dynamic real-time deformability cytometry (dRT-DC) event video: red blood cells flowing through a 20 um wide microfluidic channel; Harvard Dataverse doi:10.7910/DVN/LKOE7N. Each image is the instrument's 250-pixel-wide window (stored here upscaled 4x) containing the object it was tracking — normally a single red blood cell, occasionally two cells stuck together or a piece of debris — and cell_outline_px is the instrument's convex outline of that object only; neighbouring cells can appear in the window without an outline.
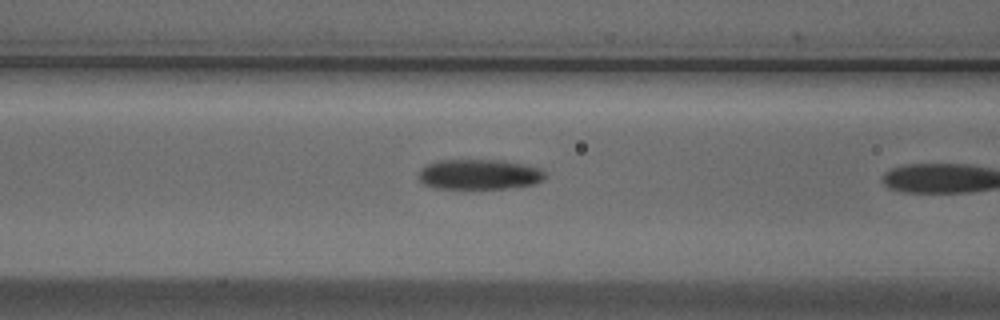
{"species": "Egyptian fruit bat (a non-hibernating species)", "species_latin": "Rousettus aegyptiacus", "temperature_condition": "cold", "stored_images_in_passage": 9, "camera_frame_rate_fps": 3000, "um_per_image_px": 0.085, "animal": {"sex": "male"}, "frame": {"image": 1, "passage_image": 8, "time_ms": 2.333, "image_size_px": [1000, 320], "cell_outline_px": [[544, 180], [536, 184], [508, 188], [436, 188], [424, 184], [416, 176], [416, 172], [420, 168], [436, 160], [500, 160], [524, 164], [540, 168], [544, 172]], "centroid_in_image_um": [40.7, 14.82], "position_along_channel_um": 125.9, "area_um2": 22.43}}